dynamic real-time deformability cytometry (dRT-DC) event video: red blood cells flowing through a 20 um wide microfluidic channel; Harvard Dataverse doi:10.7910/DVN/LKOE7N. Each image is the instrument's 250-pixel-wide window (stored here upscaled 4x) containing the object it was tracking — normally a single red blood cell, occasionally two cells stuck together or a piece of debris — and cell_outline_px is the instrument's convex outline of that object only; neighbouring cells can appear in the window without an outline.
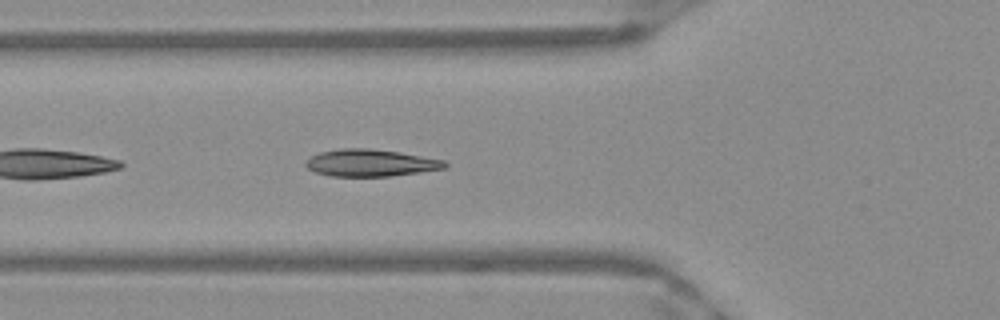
{"species": "Egyptian fruit bat (a non-hibernating species)", "species_latin": "Rousettus aegyptiacus", "temperature_condition": "warm", "stored_images_in_passage": 31, "camera_frame_rate_fps": 3000, "um_per_image_px": 0.085, "frame": {"image": 1, "passage_image": 3, "time_ms": 0.667, "image_size_px": [1000, 320], "cell_outline_px": [[448, 168], [392, 176], [332, 176], [316, 172], [308, 168], [304, 164], [312, 156], [320, 152], [344, 148], [368, 148], [400, 152], [444, 160], [448, 164]], "centroid_in_image_um": [31.54, 13.84], "position_along_channel_um": 94.3, "area_um2": 21.85}}
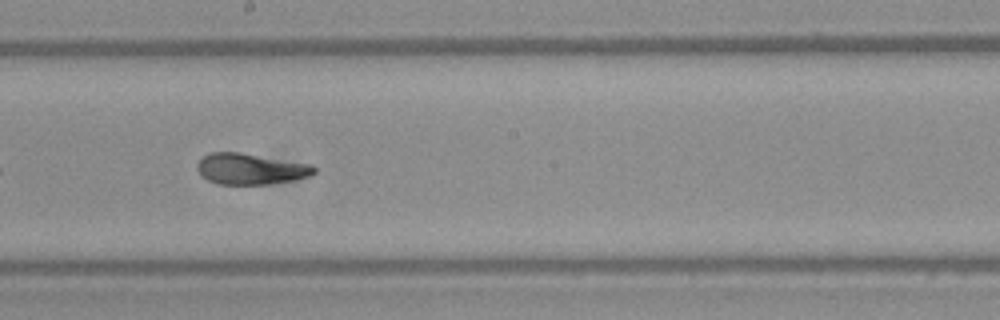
{"frame": {"image": 2, "passage_image": 13, "time_ms": 4.0, "image_size_px": [1000, 320], "cell_outline_px": [[316, 172], [308, 176], [292, 180], [268, 184], [216, 184], [200, 176], [196, 168], [196, 164], [204, 156], [212, 152], [240, 152], [312, 164], [316, 168]], "centroid_in_image_um": [21.27, 14.35], "position_along_channel_um": 226.9, "area_um2": 21.21}}
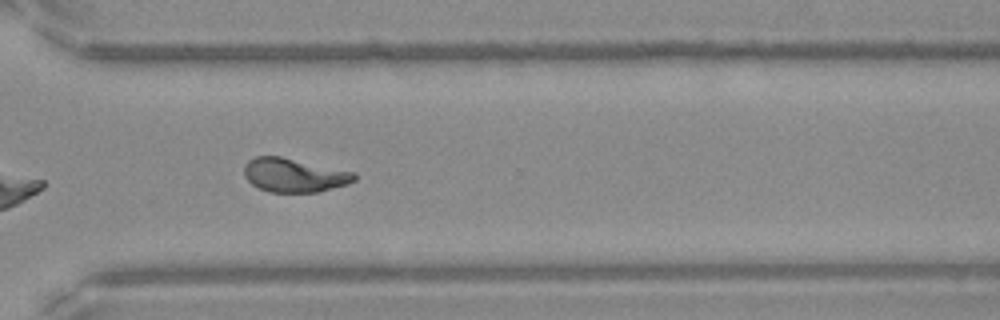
{"frame": {"image": 3, "passage_image": 22, "time_ms": 7.0, "image_size_px": [1000, 320], "cell_outline_px": [[356, 180], [348, 184], [320, 192], [268, 192], [252, 184], [244, 176], [244, 164], [248, 160], [256, 156], [280, 156], [356, 172]], "centroid_in_image_um": [25.01, 14.89], "position_along_channel_um": 345.6, "area_um2": 21.91}}